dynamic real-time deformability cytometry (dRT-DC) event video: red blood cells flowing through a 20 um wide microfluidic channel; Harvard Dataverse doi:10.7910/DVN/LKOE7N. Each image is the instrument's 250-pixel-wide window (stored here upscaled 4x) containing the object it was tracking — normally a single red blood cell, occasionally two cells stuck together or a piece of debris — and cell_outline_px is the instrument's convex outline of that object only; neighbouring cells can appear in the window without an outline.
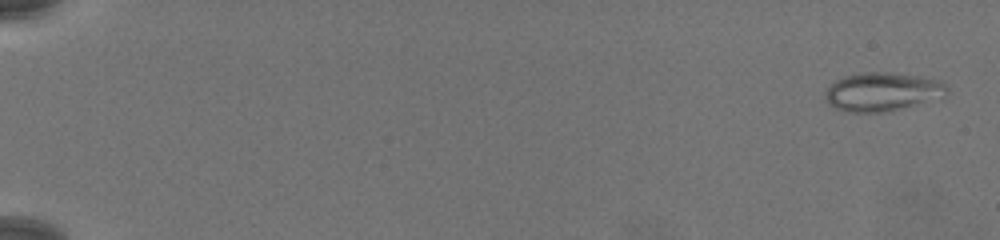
{"species": "common noctule bat (a hibernating species)", "species_latin": "Nyctalus noctula", "temperature_condition": "warm", "stored_images_in_passage": 79, "camera_frame_rate_fps": 3000, "um_per_image_px": 0.085, "animal": {"sex": "female", "body_mass_g": 19.5, "forearm_length_mm": 54.1}, "frame": {"image": 1, "passage_image": 3, "time_ms": 0.667, "image_size_px": [1000, 240], "cell_outline_px": [[948, 92], [944, 96], [884, 112], [848, 112], [836, 108], [828, 104], [824, 96], [824, 92], [836, 80], [844, 76], [860, 72], [892, 72], [920, 76], [940, 80], [948, 88]], "centroid_in_image_um": [74.96, 7.78], "position_along_channel_um": 10.0, "area_um2": 27.22}}
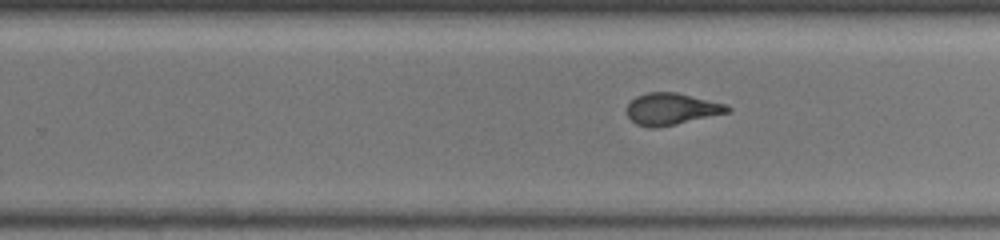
{"frame": {"image": 2, "passage_image": 53, "time_ms": 17.333, "image_size_px": [1000, 240], "cell_outline_px": [[732, 112], [676, 124], [656, 128], [648, 128], [636, 124], [628, 116], [628, 104], [636, 96], [648, 92], [676, 92], [728, 104], [732, 108]], "centroid_in_image_um": [57.13, 9.26], "position_along_channel_um": 272.7, "area_um2": 18.79}}
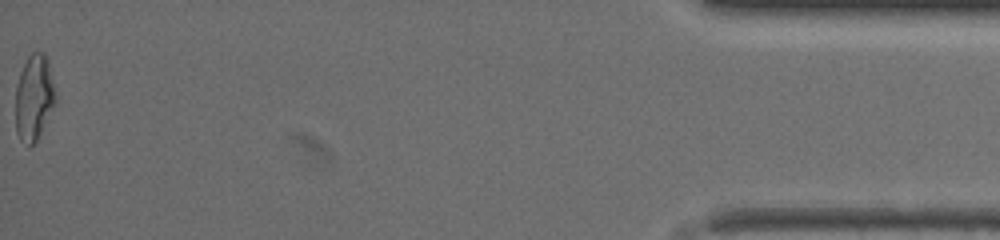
{"frame": {"image": 3, "passage_image": 79, "time_ms": 26.0, "image_size_px": [1000, 240], "cell_outline_px": [[56, 104], [36, 140], [28, 148], [20, 140], [16, 132], [16, 84], [20, 72], [28, 56], [32, 52], [44, 52], [56, 96]], "centroid_in_image_um": [2.87, 8.34], "position_along_channel_um": 432.3, "area_um2": 19.77}}